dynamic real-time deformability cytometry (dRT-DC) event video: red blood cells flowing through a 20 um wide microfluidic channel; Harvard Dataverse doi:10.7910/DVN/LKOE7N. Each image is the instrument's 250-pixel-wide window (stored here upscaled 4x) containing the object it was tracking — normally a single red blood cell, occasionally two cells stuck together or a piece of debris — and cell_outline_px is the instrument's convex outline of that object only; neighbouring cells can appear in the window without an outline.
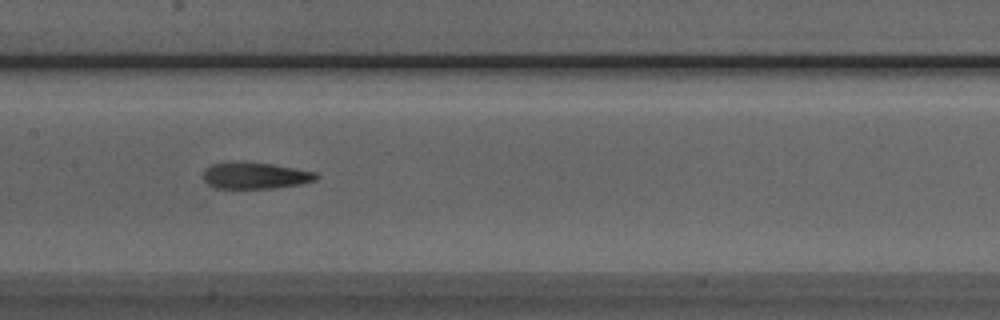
{"species": "Egyptian fruit bat (a non-hibernating species)", "species_latin": "Rousettus aegyptiacus", "temperature_condition": "room temperature", "stored_images_in_passage": 39, "camera_frame_rate_fps": 3000, "um_per_image_px": 0.085, "animal": {"sex": "male"}, "frame": {"image": 1, "passage_image": 13, "time_ms": 4.0, "image_size_px": [1000, 320], "cell_outline_px": [[320, 176], [316, 180], [300, 184], [276, 188], [212, 188], [200, 176], [204, 168], [212, 164], [232, 160], [244, 160], [272, 164], [316, 172]], "centroid_in_image_um": [21.62, 14.9], "position_along_channel_um": 185.8, "area_um2": 18.09}}
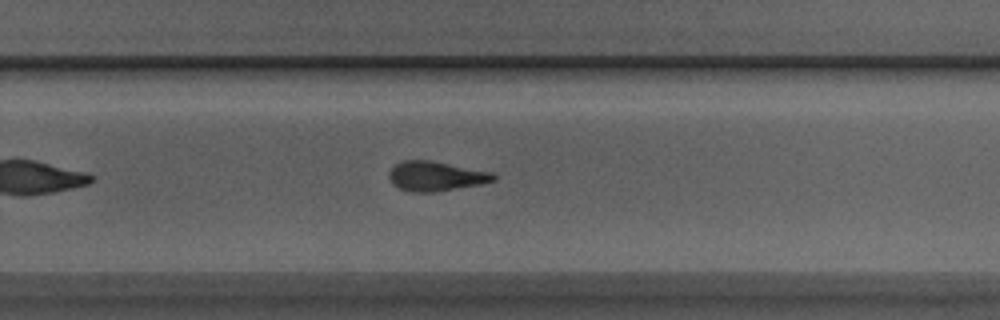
{"frame": {"image": 2, "passage_image": 21, "time_ms": 6.667, "image_size_px": [1000, 320], "cell_outline_px": [[496, 180], [480, 184], [436, 192], [412, 192], [400, 188], [392, 184], [388, 176], [388, 172], [400, 160], [432, 160], [492, 172], [496, 176]], "centroid_in_image_um": [37.03, 14.97], "position_along_channel_um": 292.8, "area_um2": 18.15}}
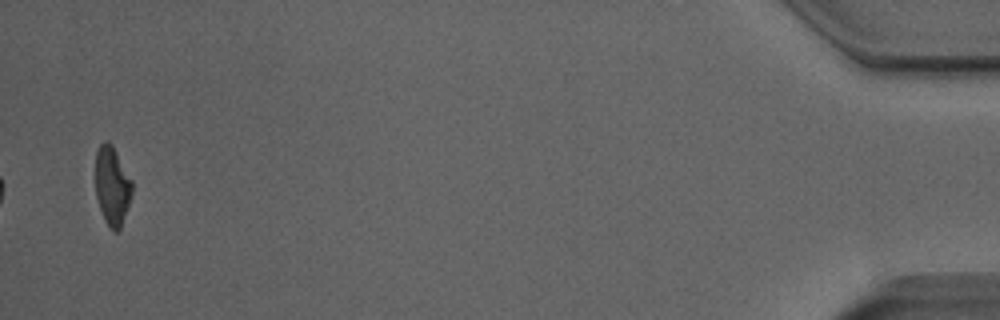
{"frame": {"image": 3, "passage_image": 38, "time_ms": 12.333, "image_size_px": [1000, 320], "cell_outline_px": [[132, 192], [120, 228], [116, 232], [112, 232], [104, 220], [96, 196], [96, 152], [100, 144], [104, 140], [108, 140], [112, 144], [132, 180]], "centroid_in_image_um": [9.52, 15.78], "position_along_channel_um": 425.7, "area_um2": 16.7}, "authors_computed_cell_mechanics": {"area_um2": 18.0336, "velocity_mm_per_s": 4.029, "shape_relaxation_time_tau1_ms": 8.8398, "shape_relaxation_time_tau2_ms": 3.1232, "deformation_change_tau1": 0.2719, "deformation_change_tau2": 0.128}}